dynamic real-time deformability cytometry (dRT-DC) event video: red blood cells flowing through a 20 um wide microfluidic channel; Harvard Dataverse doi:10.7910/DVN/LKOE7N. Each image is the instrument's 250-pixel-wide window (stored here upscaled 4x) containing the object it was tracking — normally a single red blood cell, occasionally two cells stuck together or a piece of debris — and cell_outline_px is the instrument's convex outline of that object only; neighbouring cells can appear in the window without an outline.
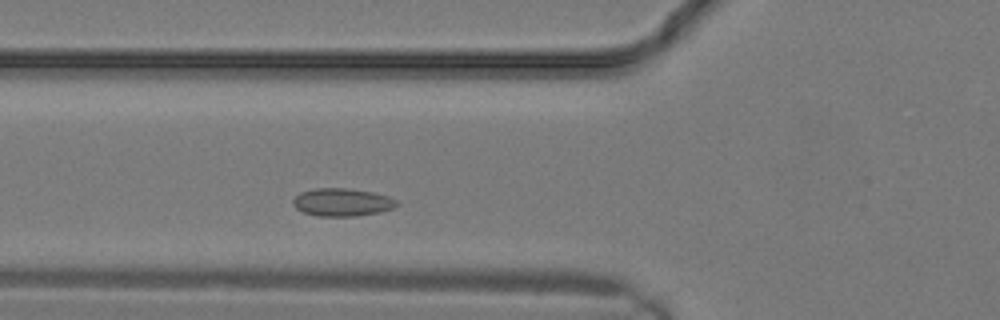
{"species": "common noctule bat (a hibernating species)", "species_latin": "Nyctalus noctula", "temperature_condition": "warm", "stored_images_in_passage": 4, "camera_frame_rate_fps": 3000, "um_per_image_px": 0.085, "animal": {"sex": "male", "body_mass_g": 19.2, "forearm_length_mm": 51.8}, "frame": {"image": 1, "passage_image": 4, "time_ms": 1.0, "image_size_px": [1000, 320], "cell_outline_px": [[400, 204], [392, 208], [380, 212], [356, 216], [320, 216], [304, 212], [296, 208], [292, 204], [292, 200], [300, 192], [316, 188], [348, 188], [372, 192], [388, 196], [400, 200]], "centroid_in_image_um": [29.11, 17.18], "position_along_channel_um": 96.7, "area_um2": 16.94}}